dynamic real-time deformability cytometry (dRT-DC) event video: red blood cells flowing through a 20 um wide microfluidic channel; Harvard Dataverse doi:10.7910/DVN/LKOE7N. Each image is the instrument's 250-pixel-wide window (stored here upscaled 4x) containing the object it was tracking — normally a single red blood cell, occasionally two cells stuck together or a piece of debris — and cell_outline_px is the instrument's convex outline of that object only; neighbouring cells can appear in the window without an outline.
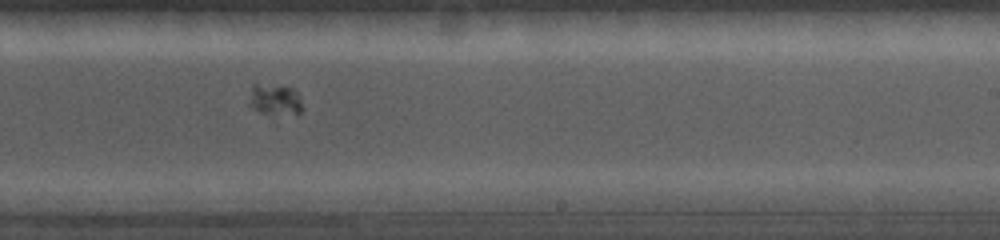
{"species": "common noctule bat (a hibernating species)", "species_latin": "Nyctalus noctula", "temperature_condition": "cold", "stored_images_in_passage": 18, "camera_frame_rate_fps": 5000, "um_per_image_px": 0.085, "animal": {"sex": "female", "body_mass_g": 19.0, "forearm_length_mm": 56.7}, "frame": {"image": 1, "passage_image": 12, "time_ms": 6.4, "image_size_px": [1000, 240], "cell_outline_px": [[300, 112], [272, 120], [252, 108], [248, 104], [252, 84], [256, 84], [292, 88], [300, 96]], "centroid_in_image_um": [23.32, 8.58], "position_along_channel_um": 265.7, "area_um2": 10.17}}
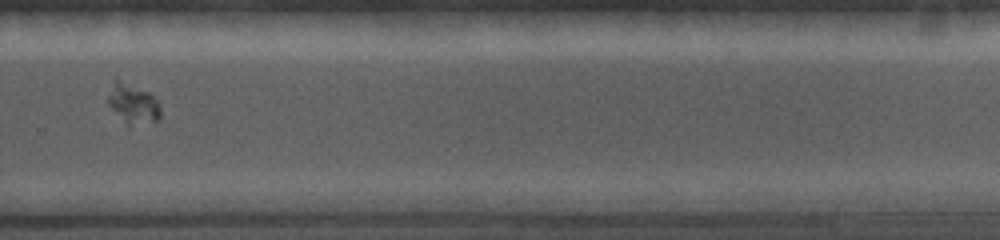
{"frame": {"image": 2, "passage_image": 14, "time_ms": 7.6, "image_size_px": [1000, 240], "cell_outline_px": [[160, 120], [128, 128], [108, 104], [108, 96], [116, 80], [148, 92], [156, 100], [160, 108]], "centroid_in_image_um": [11.33, 8.92], "position_along_channel_um": 318.5, "area_um2": 11.91}}
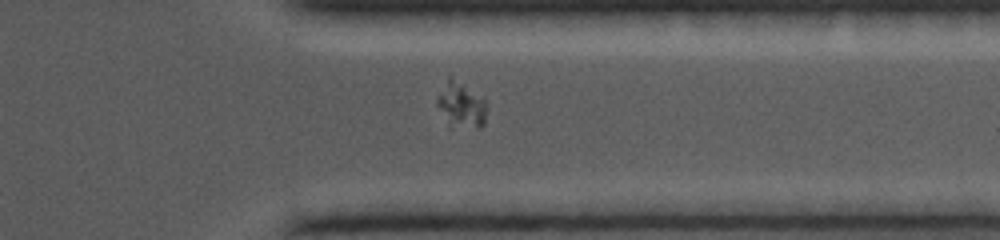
{"frame": {"image": 3, "passage_image": 16, "time_ms": 8.8, "image_size_px": [1000, 240], "cell_outline_px": [[484, 124], [480, 128], [448, 128], [436, 104], [436, 96], [448, 76], [452, 76], [484, 96]], "centroid_in_image_um": [39.14, 8.93], "position_along_channel_um": 372.3, "area_um2": 13.76}}